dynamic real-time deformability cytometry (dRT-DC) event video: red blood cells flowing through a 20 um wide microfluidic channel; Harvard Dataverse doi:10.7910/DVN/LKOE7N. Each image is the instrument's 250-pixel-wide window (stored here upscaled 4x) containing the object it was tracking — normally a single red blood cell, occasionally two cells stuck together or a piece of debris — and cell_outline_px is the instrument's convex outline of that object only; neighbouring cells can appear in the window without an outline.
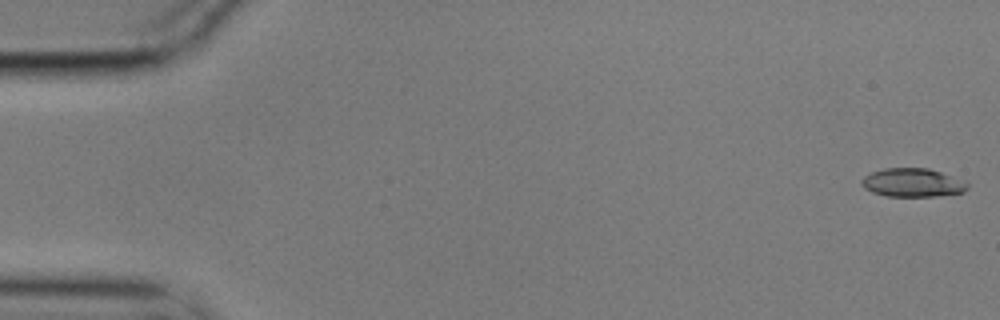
{"species": "common noctule bat (a hibernating species)", "species_latin": "Nyctalus noctula", "temperature_condition": "cold", "stored_images_in_passage": 57, "camera_frame_rate_fps": 3000, "um_per_image_px": 0.085, "animal": {"sex": "male", "body_mass_g": 17.9}, "frame": {"image": 1, "passage_image": 1, "time_ms": 0.0, "image_size_px": [1000, 320], "cell_outline_px": [[968, 188], [964, 192], [936, 196], [888, 196], [872, 192], [864, 188], [860, 184], [860, 180], [864, 176], [872, 172], [884, 168], [928, 168], [940, 172], [968, 184]], "centroid_in_image_um": [77.5, 15.53], "position_along_channel_um": 7.5, "area_um2": 17.4}}
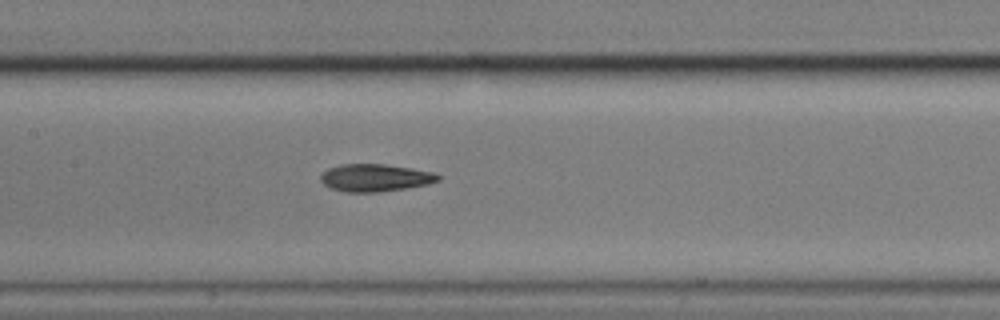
{"frame": {"image": 2, "passage_image": 27, "time_ms": 8.667, "image_size_px": [1000, 320], "cell_outline_px": [[440, 180], [428, 184], [380, 192], [344, 192], [328, 188], [320, 180], [320, 176], [328, 168], [340, 164], [384, 164], [432, 172], [440, 176]], "centroid_in_image_um": [31.83, 15.11], "position_along_channel_um": 175.6, "area_um2": 18.73}}
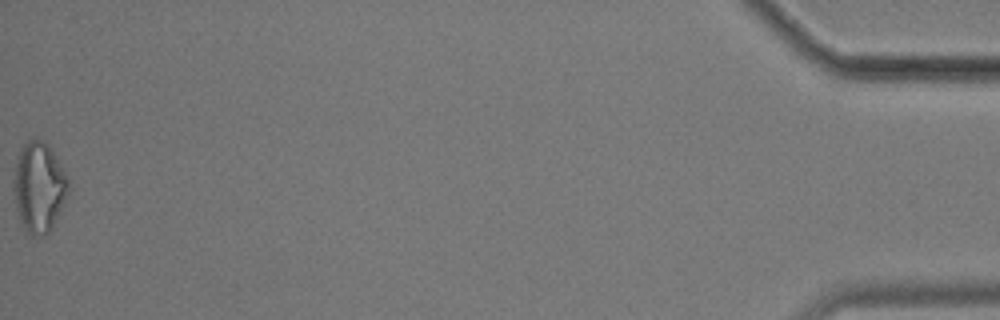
{"frame": {"image": 3, "passage_image": 57, "time_ms": 18.667, "image_size_px": [1000, 320], "cell_outline_px": [[72, 188], [52, 228], [44, 236], [32, 236], [28, 232], [20, 220], [16, 212], [12, 184], [12, 180], [16, 160], [20, 148], [28, 140], [40, 140], [48, 144], [64, 172]], "centroid_in_image_um": [3.3, 15.93], "position_along_channel_um": 431.9, "area_um2": 29.02}, "authors_computed_cell_mechanics": {"area_um2": 18.7272, "velocity_mm_per_s": 3.529, "shape_relaxation_time_tau1_ms": 5.9746, "shape_relaxation_time_tau2_ms": 3.0907, "deformation_change_tau1": 0.1708, "deformation_change_tau2": 0.1185}}